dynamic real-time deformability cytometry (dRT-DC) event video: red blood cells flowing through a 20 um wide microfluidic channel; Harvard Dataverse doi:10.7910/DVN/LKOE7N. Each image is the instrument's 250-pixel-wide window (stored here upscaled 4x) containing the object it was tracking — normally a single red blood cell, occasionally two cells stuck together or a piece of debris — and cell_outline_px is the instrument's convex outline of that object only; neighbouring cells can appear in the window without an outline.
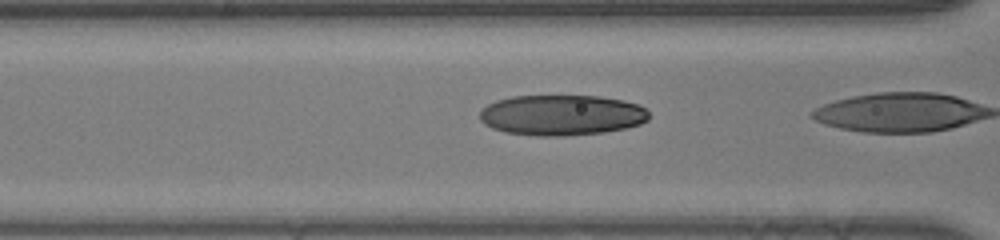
{"species": "human", "species_latin": "Homo sapiens", "temperature_condition": "room temperature", "stored_images_in_passage": 15, "camera_frame_rate_fps": 3000, "um_per_image_px": 0.085, "donor": {"sex": "male"}, "frame": {"image": 1, "passage_image": 9, "time_ms": 2.667, "image_size_px": [1000, 240], "cell_outline_px": [[648, 120], [640, 124], [624, 128], [604, 132], [564, 136], [536, 136], [504, 132], [492, 128], [484, 124], [480, 120], [480, 112], [488, 104], [496, 100], [512, 96], [600, 96], [624, 100], [640, 104], [648, 112]], "centroid_in_image_um": [47.74, 9.78], "position_along_channel_um": 118.9, "area_um2": 40.17}}